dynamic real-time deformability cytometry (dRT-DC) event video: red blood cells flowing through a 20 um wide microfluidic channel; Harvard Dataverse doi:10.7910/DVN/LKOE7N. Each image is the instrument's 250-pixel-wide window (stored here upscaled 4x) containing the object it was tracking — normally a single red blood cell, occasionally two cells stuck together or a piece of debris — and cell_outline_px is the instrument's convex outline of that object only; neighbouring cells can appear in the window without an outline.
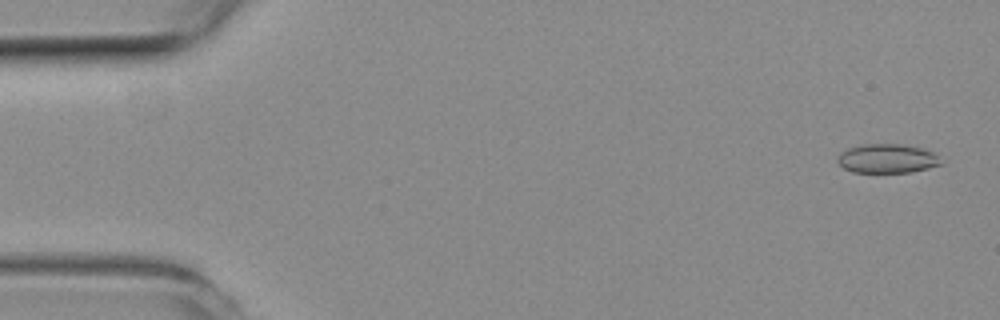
{"species": "common noctule bat (a hibernating species)", "species_latin": "Nyctalus noctula", "temperature_condition": "room temperature", "stored_images_in_passage": 8, "camera_frame_rate_fps": 3000, "um_per_image_px": 0.085, "animal": {"sex": "female", "body_mass_g": 19.3, "forearm_length_mm": 54.1}, "frame": {"image": 1, "passage_image": 2, "time_ms": 0.333, "image_size_px": [1000, 320], "cell_outline_px": [[940, 164], [928, 168], [912, 172], [852, 172], [844, 168], [836, 160], [840, 152], [848, 148], [864, 144], [904, 144], [920, 148], [932, 152], [936, 156]], "centroid_in_image_um": [75.35, 13.47], "position_along_channel_um": 9.7, "area_um2": 17.28}}